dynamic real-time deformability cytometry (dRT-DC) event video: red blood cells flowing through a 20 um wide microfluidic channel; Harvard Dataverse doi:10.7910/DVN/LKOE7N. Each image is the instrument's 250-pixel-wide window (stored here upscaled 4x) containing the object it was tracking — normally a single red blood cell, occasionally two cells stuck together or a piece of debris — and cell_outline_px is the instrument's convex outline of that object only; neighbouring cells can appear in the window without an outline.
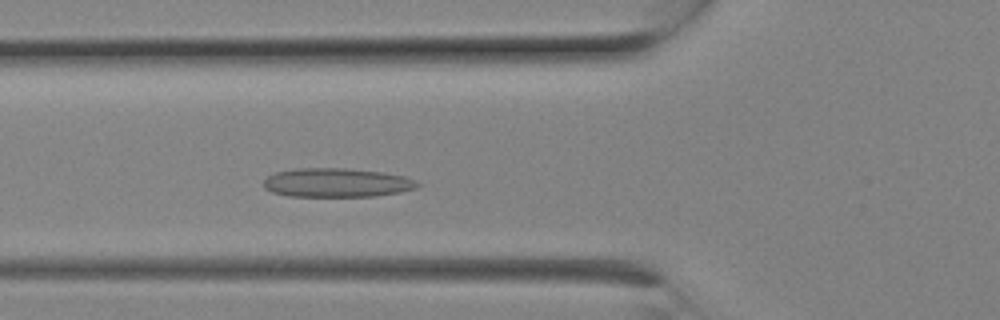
{"species": "Egyptian fruit bat (a non-hibernating species)", "species_latin": "Rousettus aegyptiacus", "temperature_condition": "room temperature", "stored_images_in_passage": 6, "camera_frame_rate_fps": 3000, "um_per_image_px": 0.085, "animal": {"sex": "female"}, "frame": {"image": 1, "passage_image": 6, "time_ms": 1.667, "image_size_px": [1000, 320], "cell_outline_px": [[420, 184], [416, 188], [400, 192], [372, 196], [288, 196], [272, 192], [264, 188], [264, 180], [268, 176], [276, 172], [296, 168], [344, 168], [384, 172], [404, 176], [416, 180]], "centroid_in_image_um": [28.62, 15.52], "position_along_channel_um": 97.2, "area_um2": 25.95}}